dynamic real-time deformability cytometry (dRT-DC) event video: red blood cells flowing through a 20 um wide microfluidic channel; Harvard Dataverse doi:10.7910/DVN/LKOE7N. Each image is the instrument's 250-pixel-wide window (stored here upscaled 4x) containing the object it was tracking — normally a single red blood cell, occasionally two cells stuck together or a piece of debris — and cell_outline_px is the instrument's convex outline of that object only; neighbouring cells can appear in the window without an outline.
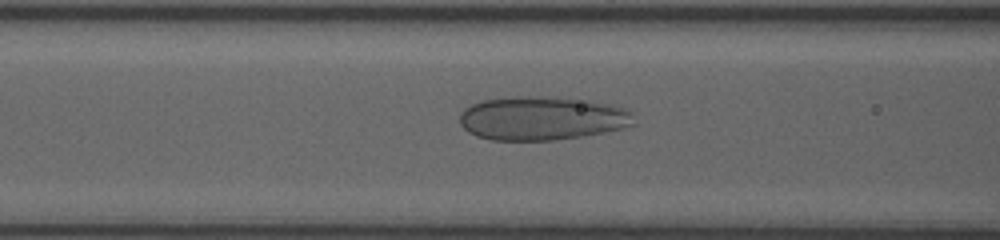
{"species": "human", "species_latin": "Homo sapiens", "temperature_condition": "room temperature", "stored_images_in_passage": 41, "camera_frame_rate_fps": 3000, "um_per_image_px": 0.085, "donor": {"sex": "female"}, "frame": {"image": 1, "passage_image": 11, "time_ms": 3.333, "image_size_px": [1000, 240], "cell_outline_px": [[636, 124], [604, 132], [580, 136], [552, 140], [492, 140], [476, 136], [468, 132], [460, 124], [460, 116], [464, 108], [472, 104], [484, 100], [516, 96], [588, 100], [608, 104], [620, 108], [628, 112]], "centroid_in_image_um": [45.99, 10.07], "position_along_channel_um": 120.6, "area_um2": 43.58}}
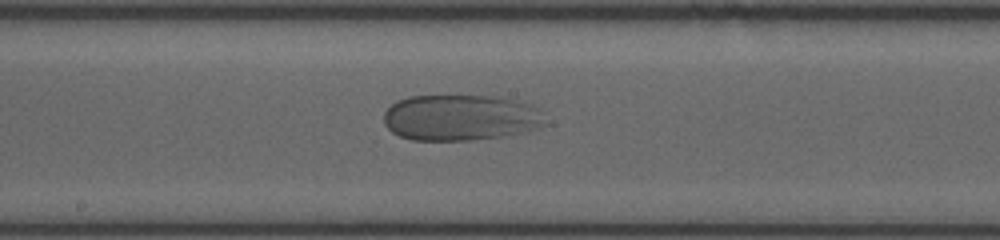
{"frame": {"image": 2, "passage_image": 18, "time_ms": 5.667, "image_size_px": [1000, 240], "cell_outline_px": [[548, 124], [500, 136], [472, 140], [412, 140], [400, 136], [392, 132], [384, 124], [384, 112], [396, 100], [408, 96], [488, 96], [512, 100], [528, 104], [536, 108]], "centroid_in_image_um": [39.05, 9.99], "position_along_channel_um": 209.2, "area_um2": 42.66}}
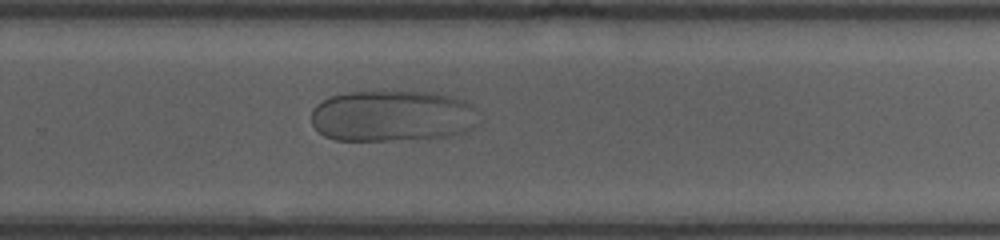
{"frame": {"image": 3, "passage_image": 25, "time_ms": 8.0, "image_size_px": [1000, 240], "cell_outline_px": [[484, 120], [476, 128], [452, 136], [428, 140], [336, 140], [324, 136], [312, 124], [312, 108], [316, 104], [332, 96], [352, 92], [384, 88], [428, 92], [452, 96], [464, 100], [472, 104]], "centroid_in_image_um": [33.47, 9.84], "position_along_channel_um": 296.3, "area_um2": 52.25}}